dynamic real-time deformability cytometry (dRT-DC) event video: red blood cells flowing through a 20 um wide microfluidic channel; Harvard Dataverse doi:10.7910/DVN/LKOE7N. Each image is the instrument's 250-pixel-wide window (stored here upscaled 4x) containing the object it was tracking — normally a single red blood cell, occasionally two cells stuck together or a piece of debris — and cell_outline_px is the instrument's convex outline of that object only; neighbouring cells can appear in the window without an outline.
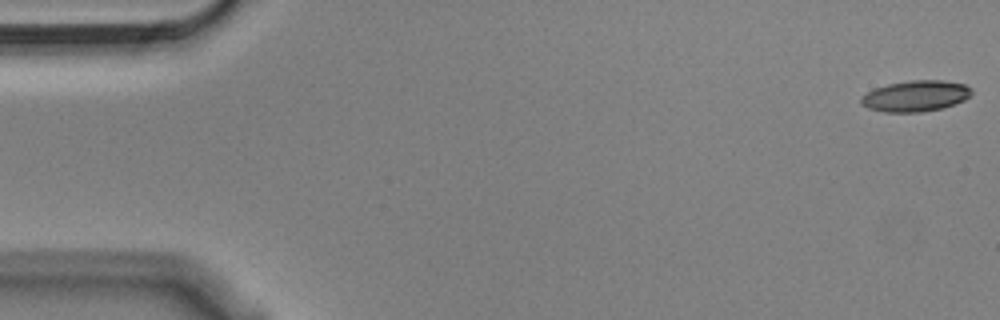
{"species": "Egyptian fruit bat (a non-hibernating species)", "species_latin": "Rousettus aegyptiacus", "temperature_condition": "cold", "stored_images_in_passage": 55, "camera_frame_rate_fps": 3000, "um_per_image_px": 0.085, "animal": {"sex": "male"}, "frame": {"image": 1, "passage_image": 1, "time_ms": 0.0, "image_size_px": [1000, 320], "cell_outline_px": [[972, 92], [964, 100], [940, 108], [920, 112], [884, 112], [868, 108], [860, 104], [860, 96], [876, 88], [888, 84], [908, 80], [944, 80], [964, 84], [972, 88]], "centroid_in_image_um": [77.79, 8.15], "position_along_channel_um": 7.2, "area_um2": 19.88}}
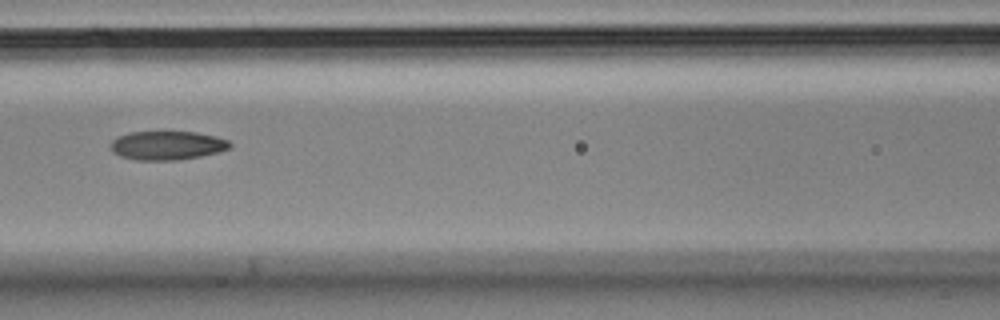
{"frame": {"image": 2, "passage_image": 24, "time_ms": 7.667, "image_size_px": [1000, 320], "cell_outline_px": [[232, 144], [228, 148], [220, 152], [200, 156], [176, 160], [136, 160], [120, 156], [112, 152], [112, 140], [128, 132], [196, 132], [216, 136], [228, 140]], "centroid_in_image_um": [14.22, 12.36], "position_along_channel_um": 152.4, "area_um2": 19.94}}
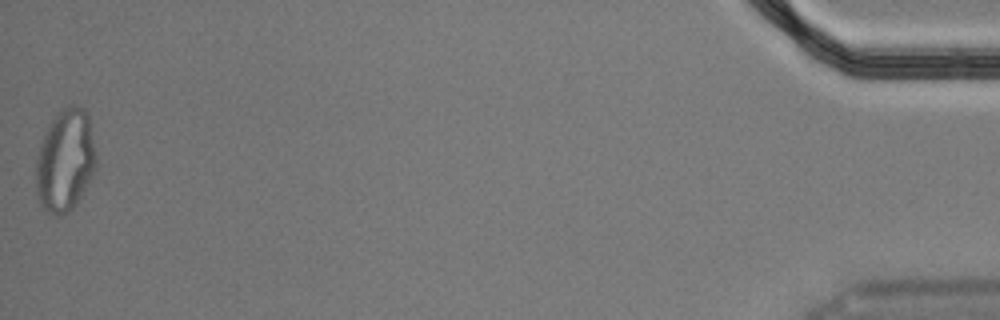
{"frame": {"image": 3, "passage_image": 55, "time_ms": 18.0, "image_size_px": [1000, 320], "cell_outline_px": [[96, 168], [88, 184], [76, 204], [68, 212], [56, 216], [44, 208], [40, 204], [36, 192], [36, 160], [40, 140], [48, 124], [68, 104], [72, 104], [84, 108], [88, 116], [96, 152]], "centroid_in_image_um": [5.54, 13.63], "position_along_channel_um": 429.7, "area_um2": 36.01}, "authors_computed_cell_mechanics": {"area_um2": 20.808, "velocity_mm_per_s": 3.6245, "shape_relaxation_time_tau1_ms": null, "shape_relaxation_time_tau2_ms": 3.0036, "deformation_change_tau1": null, "deformation_change_tau2": 0.0865}}